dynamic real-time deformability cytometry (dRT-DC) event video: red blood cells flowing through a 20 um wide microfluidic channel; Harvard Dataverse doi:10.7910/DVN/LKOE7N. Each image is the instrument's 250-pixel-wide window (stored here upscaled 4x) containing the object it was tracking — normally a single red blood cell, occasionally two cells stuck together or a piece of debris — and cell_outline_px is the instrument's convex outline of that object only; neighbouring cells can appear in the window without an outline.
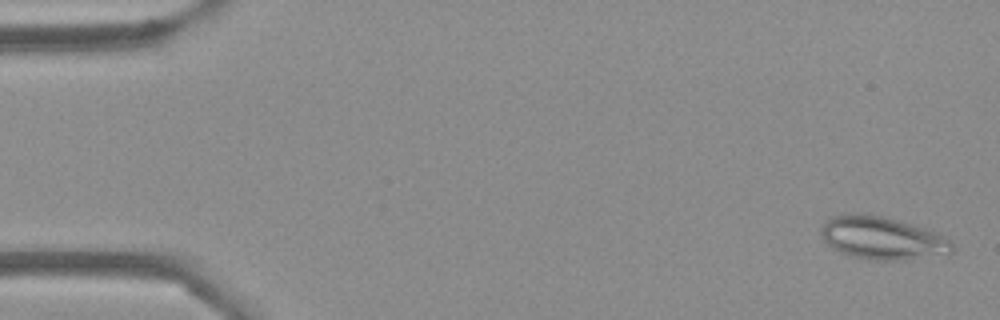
{"species": "Egyptian fruit bat (a non-hibernating species)", "species_latin": "Rousettus aegyptiacus", "temperature_condition": "cold", "stored_images_in_passage": 55, "camera_frame_rate_fps": 3000, "um_per_image_px": 0.085, "frame": {"image": 1, "passage_image": 2, "time_ms": 0.333, "image_size_px": [1000, 320], "cell_outline_px": [[952, 252], [948, 256], [904, 260], [876, 260], [848, 256], [832, 248], [820, 236], [820, 228], [832, 216], [844, 212], [860, 212], [880, 216], [912, 224], [940, 232], [952, 240]], "centroid_in_image_um": [75.04, 20.24], "position_along_channel_um": 10.0, "area_um2": 33.58}}
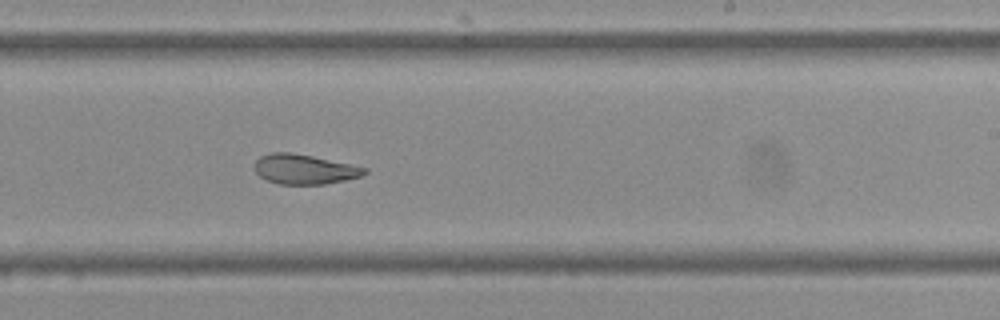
{"frame": {"image": 2, "passage_image": 33, "time_ms": 10.667, "image_size_px": [1000, 320], "cell_outline_px": [[368, 172], [360, 176], [344, 180], [324, 184], [280, 184], [268, 180], [260, 176], [256, 172], [256, 160], [260, 156], [272, 152], [292, 152], [312, 156], [368, 168]], "centroid_in_image_um": [25.88, 14.38], "position_along_channel_um": 263.1, "area_um2": 18.84}}
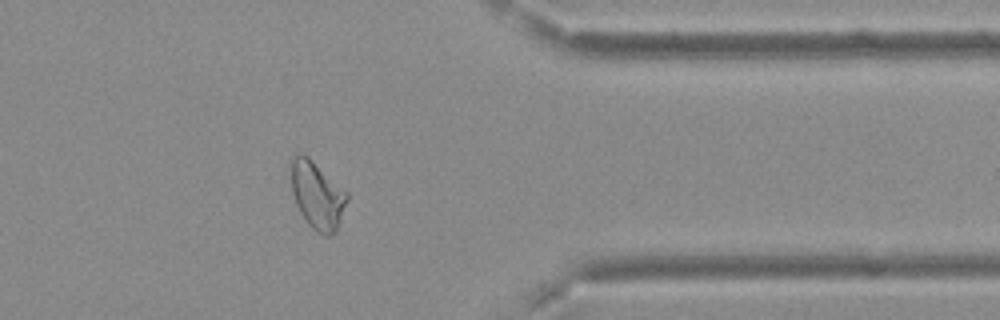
{"frame": {"image": 3, "passage_image": 44, "time_ms": 14.333, "image_size_px": [1000, 320], "cell_outline_px": [[348, 200], [340, 220], [336, 228], [328, 236], [324, 236], [316, 232], [304, 220], [296, 204], [292, 192], [288, 164], [292, 156], [300, 152], [308, 156], [348, 192]], "centroid_in_image_um": [26.91, 16.54], "position_along_channel_um": 384.5, "area_um2": 22.37}, "authors_computed_cell_mechanics": {"area_um2": 22.5998, "velocity_mm_per_s": 3.7007, "shape_relaxation_time_tau1_ms": null, "shape_relaxation_time_tau2_ms": 2.1628, "deformation_change_tau1": null, "deformation_change_tau2": 0.0781}}